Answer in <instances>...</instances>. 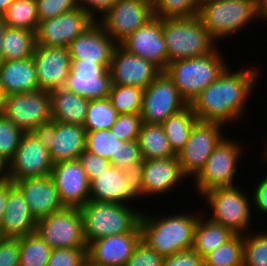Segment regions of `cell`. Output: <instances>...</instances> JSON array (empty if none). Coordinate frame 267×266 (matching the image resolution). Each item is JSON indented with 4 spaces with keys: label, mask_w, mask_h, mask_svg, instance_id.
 Returning a JSON list of instances; mask_svg holds the SVG:
<instances>
[{
    "label": "cell",
    "mask_w": 267,
    "mask_h": 266,
    "mask_svg": "<svg viewBox=\"0 0 267 266\" xmlns=\"http://www.w3.org/2000/svg\"><path fill=\"white\" fill-rule=\"evenodd\" d=\"M37 220L31 214L21 191L9 180V194L0 227V237L21 238L35 232Z\"/></svg>",
    "instance_id": "4316f807"
},
{
    "label": "cell",
    "mask_w": 267,
    "mask_h": 266,
    "mask_svg": "<svg viewBox=\"0 0 267 266\" xmlns=\"http://www.w3.org/2000/svg\"><path fill=\"white\" fill-rule=\"evenodd\" d=\"M200 215L195 228L193 249L204 258L207 254L230 240L235 234L223 225ZM203 217V218H202Z\"/></svg>",
    "instance_id": "4dcf8cb0"
},
{
    "label": "cell",
    "mask_w": 267,
    "mask_h": 266,
    "mask_svg": "<svg viewBox=\"0 0 267 266\" xmlns=\"http://www.w3.org/2000/svg\"><path fill=\"white\" fill-rule=\"evenodd\" d=\"M118 0H77V6L88 13L95 21L97 15L105 14ZM99 14H98V13Z\"/></svg>",
    "instance_id": "816d5d0a"
},
{
    "label": "cell",
    "mask_w": 267,
    "mask_h": 266,
    "mask_svg": "<svg viewBox=\"0 0 267 266\" xmlns=\"http://www.w3.org/2000/svg\"><path fill=\"white\" fill-rule=\"evenodd\" d=\"M24 132L0 113V158L8 164L13 158Z\"/></svg>",
    "instance_id": "b9f144b4"
},
{
    "label": "cell",
    "mask_w": 267,
    "mask_h": 266,
    "mask_svg": "<svg viewBox=\"0 0 267 266\" xmlns=\"http://www.w3.org/2000/svg\"><path fill=\"white\" fill-rule=\"evenodd\" d=\"M49 93L52 120L83 127L89 100L64 87Z\"/></svg>",
    "instance_id": "f1b7e54d"
},
{
    "label": "cell",
    "mask_w": 267,
    "mask_h": 266,
    "mask_svg": "<svg viewBox=\"0 0 267 266\" xmlns=\"http://www.w3.org/2000/svg\"><path fill=\"white\" fill-rule=\"evenodd\" d=\"M252 207L262 214H267V175L254 186Z\"/></svg>",
    "instance_id": "db71d44e"
},
{
    "label": "cell",
    "mask_w": 267,
    "mask_h": 266,
    "mask_svg": "<svg viewBox=\"0 0 267 266\" xmlns=\"http://www.w3.org/2000/svg\"><path fill=\"white\" fill-rule=\"evenodd\" d=\"M243 266H267V231L243 235Z\"/></svg>",
    "instance_id": "ab89813d"
},
{
    "label": "cell",
    "mask_w": 267,
    "mask_h": 266,
    "mask_svg": "<svg viewBox=\"0 0 267 266\" xmlns=\"http://www.w3.org/2000/svg\"><path fill=\"white\" fill-rule=\"evenodd\" d=\"M142 240L140 224L131 232L96 239L87 245V259L99 266H125Z\"/></svg>",
    "instance_id": "44dd1931"
},
{
    "label": "cell",
    "mask_w": 267,
    "mask_h": 266,
    "mask_svg": "<svg viewBox=\"0 0 267 266\" xmlns=\"http://www.w3.org/2000/svg\"><path fill=\"white\" fill-rule=\"evenodd\" d=\"M141 124L140 113L118 114L116 122L110 128V131L122 141L138 140Z\"/></svg>",
    "instance_id": "7bdbcfd3"
},
{
    "label": "cell",
    "mask_w": 267,
    "mask_h": 266,
    "mask_svg": "<svg viewBox=\"0 0 267 266\" xmlns=\"http://www.w3.org/2000/svg\"><path fill=\"white\" fill-rule=\"evenodd\" d=\"M1 114L24 133L32 132L52 120L50 93L38 90L7 95Z\"/></svg>",
    "instance_id": "5bb4252c"
},
{
    "label": "cell",
    "mask_w": 267,
    "mask_h": 266,
    "mask_svg": "<svg viewBox=\"0 0 267 266\" xmlns=\"http://www.w3.org/2000/svg\"><path fill=\"white\" fill-rule=\"evenodd\" d=\"M202 212V213H201ZM203 210L198 213L150 216L142 212V241L159 255L166 257L193 248L195 228Z\"/></svg>",
    "instance_id": "7a4b0ae2"
},
{
    "label": "cell",
    "mask_w": 267,
    "mask_h": 266,
    "mask_svg": "<svg viewBox=\"0 0 267 266\" xmlns=\"http://www.w3.org/2000/svg\"><path fill=\"white\" fill-rule=\"evenodd\" d=\"M7 179V164L0 158V181Z\"/></svg>",
    "instance_id": "680465c9"
},
{
    "label": "cell",
    "mask_w": 267,
    "mask_h": 266,
    "mask_svg": "<svg viewBox=\"0 0 267 266\" xmlns=\"http://www.w3.org/2000/svg\"><path fill=\"white\" fill-rule=\"evenodd\" d=\"M127 52L152 62L161 71L168 66L167 47L163 37L162 19L152 18L139 27L120 44Z\"/></svg>",
    "instance_id": "ac0fdd59"
},
{
    "label": "cell",
    "mask_w": 267,
    "mask_h": 266,
    "mask_svg": "<svg viewBox=\"0 0 267 266\" xmlns=\"http://www.w3.org/2000/svg\"><path fill=\"white\" fill-rule=\"evenodd\" d=\"M259 75V69L255 66L236 72L227 67L190 104L197 119L227 127L229 123L236 121V124L246 112L247 98L252 95Z\"/></svg>",
    "instance_id": "6da1fadb"
},
{
    "label": "cell",
    "mask_w": 267,
    "mask_h": 266,
    "mask_svg": "<svg viewBox=\"0 0 267 266\" xmlns=\"http://www.w3.org/2000/svg\"><path fill=\"white\" fill-rule=\"evenodd\" d=\"M32 133L49 150L53 164L78 160L85 150L86 130L79 125L51 120L38 125Z\"/></svg>",
    "instance_id": "30bf717a"
},
{
    "label": "cell",
    "mask_w": 267,
    "mask_h": 266,
    "mask_svg": "<svg viewBox=\"0 0 267 266\" xmlns=\"http://www.w3.org/2000/svg\"><path fill=\"white\" fill-rule=\"evenodd\" d=\"M123 172L133 189L143 197V162H135Z\"/></svg>",
    "instance_id": "f5cc1de1"
},
{
    "label": "cell",
    "mask_w": 267,
    "mask_h": 266,
    "mask_svg": "<svg viewBox=\"0 0 267 266\" xmlns=\"http://www.w3.org/2000/svg\"><path fill=\"white\" fill-rule=\"evenodd\" d=\"M197 120L192 107L188 105L183 110L168 117L161 124L172 150L176 154L184 148L189 139L191 128Z\"/></svg>",
    "instance_id": "1f68e13d"
},
{
    "label": "cell",
    "mask_w": 267,
    "mask_h": 266,
    "mask_svg": "<svg viewBox=\"0 0 267 266\" xmlns=\"http://www.w3.org/2000/svg\"><path fill=\"white\" fill-rule=\"evenodd\" d=\"M53 163L49 150L32 133H24L18 149L7 164V179L12 182L25 178L50 175Z\"/></svg>",
    "instance_id": "2e32d148"
},
{
    "label": "cell",
    "mask_w": 267,
    "mask_h": 266,
    "mask_svg": "<svg viewBox=\"0 0 267 266\" xmlns=\"http://www.w3.org/2000/svg\"><path fill=\"white\" fill-rule=\"evenodd\" d=\"M109 69L95 62L72 60L64 88L88 100L108 98L112 86Z\"/></svg>",
    "instance_id": "e0dca14e"
},
{
    "label": "cell",
    "mask_w": 267,
    "mask_h": 266,
    "mask_svg": "<svg viewBox=\"0 0 267 266\" xmlns=\"http://www.w3.org/2000/svg\"><path fill=\"white\" fill-rule=\"evenodd\" d=\"M39 21L57 17L76 9L77 0H36Z\"/></svg>",
    "instance_id": "bcb514c9"
},
{
    "label": "cell",
    "mask_w": 267,
    "mask_h": 266,
    "mask_svg": "<svg viewBox=\"0 0 267 266\" xmlns=\"http://www.w3.org/2000/svg\"><path fill=\"white\" fill-rule=\"evenodd\" d=\"M119 145L120 139L110 129L86 132L85 150L109 161L117 157Z\"/></svg>",
    "instance_id": "f35d334b"
},
{
    "label": "cell",
    "mask_w": 267,
    "mask_h": 266,
    "mask_svg": "<svg viewBox=\"0 0 267 266\" xmlns=\"http://www.w3.org/2000/svg\"><path fill=\"white\" fill-rule=\"evenodd\" d=\"M7 25L6 22L4 21V18L2 16H0V64L3 62V37H4V33L7 29Z\"/></svg>",
    "instance_id": "6f0895ef"
},
{
    "label": "cell",
    "mask_w": 267,
    "mask_h": 266,
    "mask_svg": "<svg viewBox=\"0 0 267 266\" xmlns=\"http://www.w3.org/2000/svg\"><path fill=\"white\" fill-rule=\"evenodd\" d=\"M10 28L35 32L39 24L36 0H15L2 15Z\"/></svg>",
    "instance_id": "836d02e7"
},
{
    "label": "cell",
    "mask_w": 267,
    "mask_h": 266,
    "mask_svg": "<svg viewBox=\"0 0 267 266\" xmlns=\"http://www.w3.org/2000/svg\"><path fill=\"white\" fill-rule=\"evenodd\" d=\"M109 70L112 85H130L143 89L162 72L152 62L127 52L120 45L114 49Z\"/></svg>",
    "instance_id": "7402d4cb"
},
{
    "label": "cell",
    "mask_w": 267,
    "mask_h": 266,
    "mask_svg": "<svg viewBox=\"0 0 267 266\" xmlns=\"http://www.w3.org/2000/svg\"><path fill=\"white\" fill-rule=\"evenodd\" d=\"M183 179L187 177L181 171L178 157L143 160V197L169 193Z\"/></svg>",
    "instance_id": "d4e9b609"
},
{
    "label": "cell",
    "mask_w": 267,
    "mask_h": 266,
    "mask_svg": "<svg viewBox=\"0 0 267 266\" xmlns=\"http://www.w3.org/2000/svg\"><path fill=\"white\" fill-rule=\"evenodd\" d=\"M96 21L82 8L39 21L35 31V44L68 48L70 43Z\"/></svg>",
    "instance_id": "9a60e30c"
},
{
    "label": "cell",
    "mask_w": 267,
    "mask_h": 266,
    "mask_svg": "<svg viewBox=\"0 0 267 266\" xmlns=\"http://www.w3.org/2000/svg\"><path fill=\"white\" fill-rule=\"evenodd\" d=\"M83 266H99V265L93 264L91 261L86 259L85 262L83 263Z\"/></svg>",
    "instance_id": "6125c7cd"
},
{
    "label": "cell",
    "mask_w": 267,
    "mask_h": 266,
    "mask_svg": "<svg viewBox=\"0 0 267 266\" xmlns=\"http://www.w3.org/2000/svg\"><path fill=\"white\" fill-rule=\"evenodd\" d=\"M189 104L173 80L162 71L145 89L140 111L142 122L161 125L168 117Z\"/></svg>",
    "instance_id": "7c38bea8"
},
{
    "label": "cell",
    "mask_w": 267,
    "mask_h": 266,
    "mask_svg": "<svg viewBox=\"0 0 267 266\" xmlns=\"http://www.w3.org/2000/svg\"><path fill=\"white\" fill-rule=\"evenodd\" d=\"M164 257L140 241L125 266H163Z\"/></svg>",
    "instance_id": "7dc6e473"
},
{
    "label": "cell",
    "mask_w": 267,
    "mask_h": 266,
    "mask_svg": "<svg viewBox=\"0 0 267 266\" xmlns=\"http://www.w3.org/2000/svg\"><path fill=\"white\" fill-rule=\"evenodd\" d=\"M141 197L132 187L122 169L110 166L90 181L89 200L129 205Z\"/></svg>",
    "instance_id": "484cf974"
},
{
    "label": "cell",
    "mask_w": 267,
    "mask_h": 266,
    "mask_svg": "<svg viewBox=\"0 0 267 266\" xmlns=\"http://www.w3.org/2000/svg\"><path fill=\"white\" fill-rule=\"evenodd\" d=\"M79 209L87 245L96 239L133 231L140 224L142 215L130 205L94 200L87 201Z\"/></svg>",
    "instance_id": "277c9868"
},
{
    "label": "cell",
    "mask_w": 267,
    "mask_h": 266,
    "mask_svg": "<svg viewBox=\"0 0 267 266\" xmlns=\"http://www.w3.org/2000/svg\"><path fill=\"white\" fill-rule=\"evenodd\" d=\"M8 194H9V180L5 179L0 181V227L5 214Z\"/></svg>",
    "instance_id": "11a10c76"
},
{
    "label": "cell",
    "mask_w": 267,
    "mask_h": 266,
    "mask_svg": "<svg viewBox=\"0 0 267 266\" xmlns=\"http://www.w3.org/2000/svg\"><path fill=\"white\" fill-rule=\"evenodd\" d=\"M246 191L241 187L215 188L202 195L212 211L209 219L223 225L234 234L245 235L252 220V207ZM249 230V231H248Z\"/></svg>",
    "instance_id": "52a82bcc"
},
{
    "label": "cell",
    "mask_w": 267,
    "mask_h": 266,
    "mask_svg": "<svg viewBox=\"0 0 267 266\" xmlns=\"http://www.w3.org/2000/svg\"><path fill=\"white\" fill-rule=\"evenodd\" d=\"M52 248L36 232L20 238L19 266H47Z\"/></svg>",
    "instance_id": "e575fe53"
},
{
    "label": "cell",
    "mask_w": 267,
    "mask_h": 266,
    "mask_svg": "<svg viewBox=\"0 0 267 266\" xmlns=\"http://www.w3.org/2000/svg\"><path fill=\"white\" fill-rule=\"evenodd\" d=\"M258 19L267 21V0H256Z\"/></svg>",
    "instance_id": "9f6ffc18"
},
{
    "label": "cell",
    "mask_w": 267,
    "mask_h": 266,
    "mask_svg": "<svg viewBox=\"0 0 267 266\" xmlns=\"http://www.w3.org/2000/svg\"><path fill=\"white\" fill-rule=\"evenodd\" d=\"M117 45L111 36L95 22L84 33L76 37L68 49L71 60L110 66Z\"/></svg>",
    "instance_id": "603a6c76"
},
{
    "label": "cell",
    "mask_w": 267,
    "mask_h": 266,
    "mask_svg": "<svg viewBox=\"0 0 267 266\" xmlns=\"http://www.w3.org/2000/svg\"><path fill=\"white\" fill-rule=\"evenodd\" d=\"M101 16L96 22L119 45L131 33L155 17L153 0H118Z\"/></svg>",
    "instance_id": "4fadbf2b"
},
{
    "label": "cell",
    "mask_w": 267,
    "mask_h": 266,
    "mask_svg": "<svg viewBox=\"0 0 267 266\" xmlns=\"http://www.w3.org/2000/svg\"><path fill=\"white\" fill-rule=\"evenodd\" d=\"M50 176L64 207H82L90 196V181L79 160L53 164Z\"/></svg>",
    "instance_id": "d6986e66"
},
{
    "label": "cell",
    "mask_w": 267,
    "mask_h": 266,
    "mask_svg": "<svg viewBox=\"0 0 267 266\" xmlns=\"http://www.w3.org/2000/svg\"><path fill=\"white\" fill-rule=\"evenodd\" d=\"M35 45V32L7 27L2 43L3 61L30 58Z\"/></svg>",
    "instance_id": "d6a6232c"
},
{
    "label": "cell",
    "mask_w": 267,
    "mask_h": 266,
    "mask_svg": "<svg viewBox=\"0 0 267 266\" xmlns=\"http://www.w3.org/2000/svg\"><path fill=\"white\" fill-rule=\"evenodd\" d=\"M216 47L204 56L180 59L168 63L165 70L180 95L190 105L192 101L228 67Z\"/></svg>",
    "instance_id": "3957f363"
},
{
    "label": "cell",
    "mask_w": 267,
    "mask_h": 266,
    "mask_svg": "<svg viewBox=\"0 0 267 266\" xmlns=\"http://www.w3.org/2000/svg\"><path fill=\"white\" fill-rule=\"evenodd\" d=\"M78 160L81 162L89 181L98 177L112 165L111 161L99 157L98 155H94L87 150H84L80 154Z\"/></svg>",
    "instance_id": "c3c4849f"
},
{
    "label": "cell",
    "mask_w": 267,
    "mask_h": 266,
    "mask_svg": "<svg viewBox=\"0 0 267 266\" xmlns=\"http://www.w3.org/2000/svg\"><path fill=\"white\" fill-rule=\"evenodd\" d=\"M197 16L216 42L259 20L256 0L208 1L198 7Z\"/></svg>",
    "instance_id": "8992f818"
},
{
    "label": "cell",
    "mask_w": 267,
    "mask_h": 266,
    "mask_svg": "<svg viewBox=\"0 0 267 266\" xmlns=\"http://www.w3.org/2000/svg\"><path fill=\"white\" fill-rule=\"evenodd\" d=\"M144 89L130 85H112L109 100L118 114L140 113Z\"/></svg>",
    "instance_id": "74e56055"
},
{
    "label": "cell",
    "mask_w": 267,
    "mask_h": 266,
    "mask_svg": "<svg viewBox=\"0 0 267 266\" xmlns=\"http://www.w3.org/2000/svg\"><path fill=\"white\" fill-rule=\"evenodd\" d=\"M35 232L52 249L87 247L79 208L64 207L36 222Z\"/></svg>",
    "instance_id": "9c48e42d"
},
{
    "label": "cell",
    "mask_w": 267,
    "mask_h": 266,
    "mask_svg": "<svg viewBox=\"0 0 267 266\" xmlns=\"http://www.w3.org/2000/svg\"><path fill=\"white\" fill-rule=\"evenodd\" d=\"M32 57L40 90L64 87L72 61L68 48L35 45Z\"/></svg>",
    "instance_id": "ffe728a7"
},
{
    "label": "cell",
    "mask_w": 267,
    "mask_h": 266,
    "mask_svg": "<svg viewBox=\"0 0 267 266\" xmlns=\"http://www.w3.org/2000/svg\"><path fill=\"white\" fill-rule=\"evenodd\" d=\"M195 1H196V4L198 6H200V5H202V4H204V3L208 2V1H212V0H195Z\"/></svg>",
    "instance_id": "e7e4bbea"
},
{
    "label": "cell",
    "mask_w": 267,
    "mask_h": 266,
    "mask_svg": "<svg viewBox=\"0 0 267 266\" xmlns=\"http://www.w3.org/2000/svg\"><path fill=\"white\" fill-rule=\"evenodd\" d=\"M203 258L193 249L182 250L164 257L163 266H203Z\"/></svg>",
    "instance_id": "f907efd6"
},
{
    "label": "cell",
    "mask_w": 267,
    "mask_h": 266,
    "mask_svg": "<svg viewBox=\"0 0 267 266\" xmlns=\"http://www.w3.org/2000/svg\"><path fill=\"white\" fill-rule=\"evenodd\" d=\"M6 98H7V94L4 90L3 84L0 81V113H1V110H2V107L4 105Z\"/></svg>",
    "instance_id": "94428289"
},
{
    "label": "cell",
    "mask_w": 267,
    "mask_h": 266,
    "mask_svg": "<svg viewBox=\"0 0 267 266\" xmlns=\"http://www.w3.org/2000/svg\"><path fill=\"white\" fill-rule=\"evenodd\" d=\"M163 37L167 47L168 63L211 53L215 41L199 17L164 18Z\"/></svg>",
    "instance_id": "5b68a950"
},
{
    "label": "cell",
    "mask_w": 267,
    "mask_h": 266,
    "mask_svg": "<svg viewBox=\"0 0 267 266\" xmlns=\"http://www.w3.org/2000/svg\"><path fill=\"white\" fill-rule=\"evenodd\" d=\"M135 162H143L138 140H120L117 157L111 159L112 166L124 170Z\"/></svg>",
    "instance_id": "f6af8a7d"
},
{
    "label": "cell",
    "mask_w": 267,
    "mask_h": 266,
    "mask_svg": "<svg viewBox=\"0 0 267 266\" xmlns=\"http://www.w3.org/2000/svg\"><path fill=\"white\" fill-rule=\"evenodd\" d=\"M13 183L23 194L29 210L36 220L64 208L50 175L25 178Z\"/></svg>",
    "instance_id": "cb8c5ba5"
},
{
    "label": "cell",
    "mask_w": 267,
    "mask_h": 266,
    "mask_svg": "<svg viewBox=\"0 0 267 266\" xmlns=\"http://www.w3.org/2000/svg\"><path fill=\"white\" fill-rule=\"evenodd\" d=\"M138 143L143 160L177 157L162 125L142 122Z\"/></svg>",
    "instance_id": "f546056e"
},
{
    "label": "cell",
    "mask_w": 267,
    "mask_h": 266,
    "mask_svg": "<svg viewBox=\"0 0 267 266\" xmlns=\"http://www.w3.org/2000/svg\"><path fill=\"white\" fill-rule=\"evenodd\" d=\"M224 125L216 122L197 120L190 131L188 141L177 154L181 171L193 178L204 167L215 147L224 138Z\"/></svg>",
    "instance_id": "8fae6325"
},
{
    "label": "cell",
    "mask_w": 267,
    "mask_h": 266,
    "mask_svg": "<svg viewBox=\"0 0 267 266\" xmlns=\"http://www.w3.org/2000/svg\"><path fill=\"white\" fill-rule=\"evenodd\" d=\"M203 266H243V235L230 240L203 258Z\"/></svg>",
    "instance_id": "d590c367"
},
{
    "label": "cell",
    "mask_w": 267,
    "mask_h": 266,
    "mask_svg": "<svg viewBox=\"0 0 267 266\" xmlns=\"http://www.w3.org/2000/svg\"><path fill=\"white\" fill-rule=\"evenodd\" d=\"M20 238L0 237V266H19Z\"/></svg>",
    "instance_id": "681fc988"
},
{
    "label": "cell",
    "mask_w": 267,
    "mask_h": 266,
    "mask_svg": "<svg viewBox=\"0 0 267 266\" xmlns=\"http://www.w3.org/2000/svg\"><path fill=\"white\" fill-rule=\"evenodd\" d=\"M224 138L215 147L204 167L194 177L195 188L201 196L215 188L236 186L234 178L241 160L242 145L235 139Z\"/></svg>",
    "instance_id": "ba28073f"
},
{
    "label": "cell",
    "mask_w": 267,
    "mask_h": 266,
    "mask_svg": "<svg viewBox=\"0 0 267 266\" xmlns=\"http://www.w3.org/2000/svg\"><path fill=\"white\" fill-rule=\"evenodd\" d=\"M0 81L7 95L40 90L33 57L3 61L0 64Z\"/></svg>",
    "instance_id": "83f0119b"
},
{
    "label": "cell",
    "mask_w": 267,
    "mask_h": 266,
    "mask_svg": "<svg viewBox=\"0 0 267 266\" xmlns=\"http://www.w3.org/2000/svg\"><path fill=\"white\" fill-rule=\"evenodd\" d=\"M198 7L195 0H153L154 16L160 19L196 16Z\"/></svg>",
    "instance_id": "60d3db41"
},
{
    "label": "cell",
    "mask_w": 267,
    "mask_h": 266,
    "mask_svg": "<svg viewBox=\"0 0 267 266\" xmlns=\"http://www.w3.org/2000/svg\"><path fill=\"white\" fill-rule=\"evenodd\" d=\"M264 154H263V158H265V159H263V160H266V162H267V141H266V144L264 145Z\"/></svg>",
    "instance_id": "be15d7a7"
},
{
    "label": "cell",
    "mask_w": 267,
    "mask_h": 266,
    "mask_svg": "<svg viewBox=\"0 0 267 266\" xmlns=\"http://www.w3.org/2000/svg\"><path fill=\"white\" fill-rule=\"evenodd\" d=\"M117 117L118 113L109 98L89 100L83 127L86 132L110 129Z\"/></svg>",
    "instance_id": "8d00e7d4"
},
{
    "label": "cell",
    "mask_w": 267,
    "mask_h": 266,
    "mask_svg": "<svg viewBox=\"0 0 267 266\" xmlns=\"http://www.w3.org/2000/svg\"><path fill=\"white\" fill-rule=\"evenodd\" d=\"M87 247L52 249L47 266H83Z\"/></svg>",
    "instance_id": "ee69618b"
},
{
    "label": "cell",
    "mask_w": 267,
    "mask_h": 266,
    "mask_svg": "<svg viewBox=\"0 0 267 266\" xmlns=\"http://www.w3.org/2000/svg\"><path fill=\"white\" fill-rule=\"evenodd\" d=\"M14 1L15 0H0V16L6 12L9 5Z\"/></svg>",
    "instance_id": "91938a15"
}]
</instances>
